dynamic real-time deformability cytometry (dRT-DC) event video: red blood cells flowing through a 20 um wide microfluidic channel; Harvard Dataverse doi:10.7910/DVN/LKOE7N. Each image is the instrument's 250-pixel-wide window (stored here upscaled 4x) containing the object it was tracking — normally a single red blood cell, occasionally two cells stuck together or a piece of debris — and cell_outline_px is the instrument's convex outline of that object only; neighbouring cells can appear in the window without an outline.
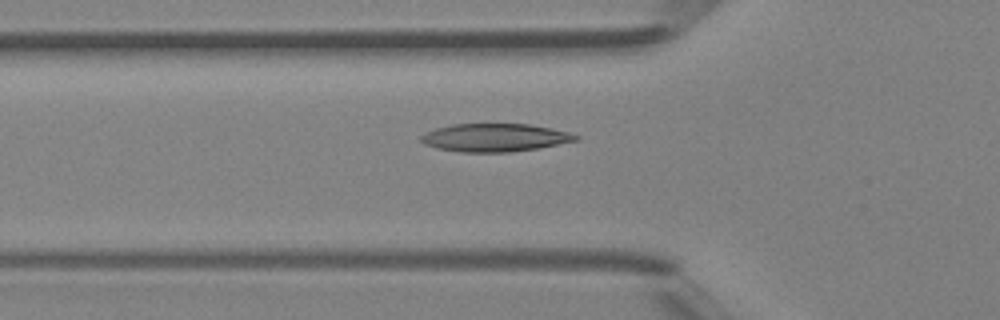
{"species": "Egyptian fruit bat (a non-hibernating species)", "species_latin": "Rousettus aegyptiacus", "temperature_condition": "room temperature", "stored_images_in_passage": 36, "camera_frame_rate_fps": 3000, "um_per_image_px": 0.085, "animal": {"sex": "female"}, "frame": {"image": 1, "passage_image": 5, "time_ms": 1.333, "image_size_px": [1000, 320], "cell_outline_px": [[580, 140], [536, 148], [508, 152], [460, 152], [436, 148], [424, 144], [420, 140], [420, 136], [436, 128], [452, 124], [528, 124], [552, 128], [568, 132], [580, 136]], "centroid_in_image_um": [42.06, 11.69], "position_along_channel_um": 83.7, "area_um2": 25.2}}
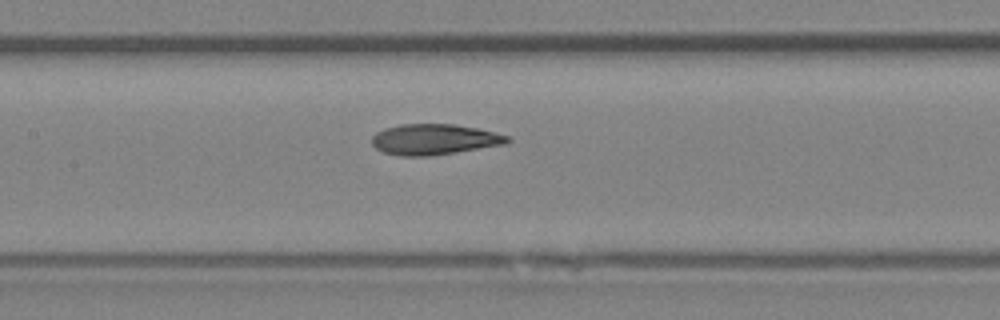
{"frame": {"image": 2, "passage_image": 11, "time_ms": 3.333, "image_size_px": [1000, 320], "cell_outline_px": [[512, 140], [504, 144], [428, 156], [404, 156], [384, 152], [376, 148], [372, 144], [372, 136], [376, 132], [384, 128], [400, 124], [452, 124], [476, 128], [508, 136]], "centroid_in_image_um": [36.86, 11.84], "position_along_channel_um": 170.5, "area_um2": 23.87}}
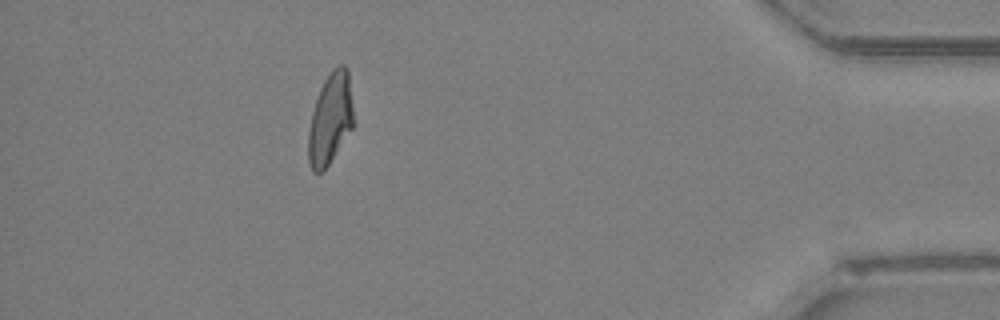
{"frame": {"image": 3, "passage_image": 31, "time_ms": 10.0, "image_size_px": [1000, 320], "cell_outline_px": [[352, 128], [324, 172], [312, 172], [308, 160], [308, 132], [312, 112], [320, 88], [324, 80], [332, 68], [340, 64], [344, 64], [348, 68], [352, 108]], "centroid_in_image_um": [28.06, 10.1], "position_along_channel_um": 407.1, "area_um2": 23.93}, "authors_computed_cell_mechanics": {"area_um2": 24.0159, "velocity_mm_per_s": 4.3376, "shape_relaxation_time_tau1_ms": 8.3264, "shape_relaxation_time_tau2_ms": 2.2635, "deformation_change_tau1": 0.2323, "deformation_change_tau2": 0.0858}}